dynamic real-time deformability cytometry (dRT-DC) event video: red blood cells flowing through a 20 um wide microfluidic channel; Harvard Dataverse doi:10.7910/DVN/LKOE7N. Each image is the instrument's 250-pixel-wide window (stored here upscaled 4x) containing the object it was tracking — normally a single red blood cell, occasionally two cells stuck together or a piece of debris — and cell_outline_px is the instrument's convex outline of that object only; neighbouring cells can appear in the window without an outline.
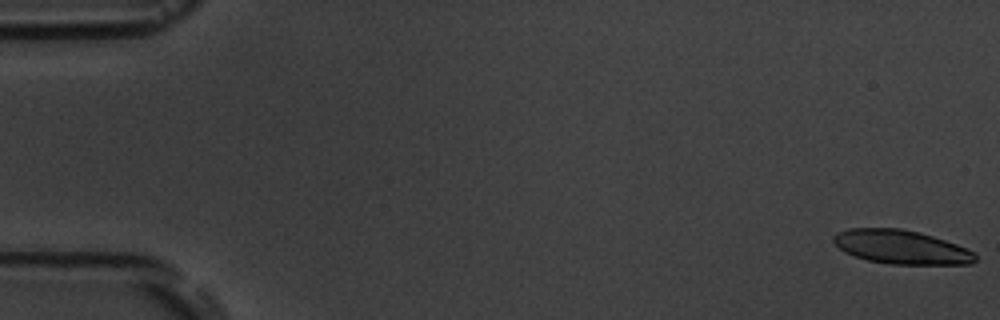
{"species": "common noctule bat (a hibernating species)", "species_latin": "Nyctalus noctula", "temperature_condition": "room temperature", "stored_images_in_passage": 4, "camera_frame_rate_fps": 3000, "um_per_image_px": 0.085, "animal": {"sex": "male", "body_mass_g": 19.5, "forearm_length_mm": 54.6}, "frame": {"image": 1, "passage_image": 1, "time_ms": 0.0, "image_size_px": [1000, 320], "cell_outline_px": [[976, 260], [972, 264], [888, 264], [868, 260], [844, 252], [832, 240], [832, 236], [836, 232], [848, 228], [900, 228], [920, 232], [956, 244], [976, 252]], "centroid_in_image_um": [76.6, 20.99], "position_along_channel_um": 8.4, "area_um2": 28.03}}